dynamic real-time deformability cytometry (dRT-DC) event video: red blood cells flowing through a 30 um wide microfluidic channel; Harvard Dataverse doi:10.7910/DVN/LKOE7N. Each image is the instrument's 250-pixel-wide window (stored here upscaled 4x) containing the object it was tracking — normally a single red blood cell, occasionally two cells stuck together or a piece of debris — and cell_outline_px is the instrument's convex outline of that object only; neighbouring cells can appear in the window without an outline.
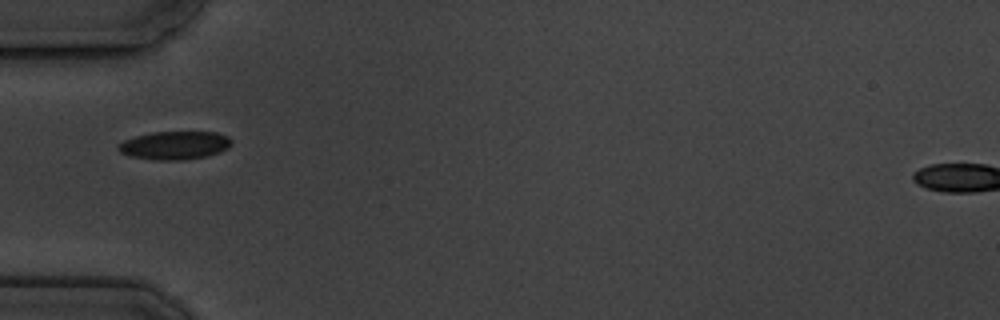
{"species": "common noctule bat (a hibernating species)", "species_latin": "Nyctalus noctula", "temperature_condition": "cold", "stored_images_in_passage": 8, "camera_frame_rate_fps": 3000, "um_per_image_px": 0.085, "animal": {"sex": "male", "body_mass_g": 19.5, "forearm_length_mm": 54.6}, "frame": {"image": 1, "passage_image": 6, "time_ms": 6.0, "image_size_px": [1000, 320], "cell_outline_px": [[232, 144], [228, 148], [220, 152], [208, 156], [184, 160], [156, 160], [132, 156], [120, 152], [116, 148], [116, 144], [124, 140], [136, 136], [152, 132], [216, 132], [228, 136], [232, 140]], "centroid_in_image_um": [14.86, 12.35], "position_along_channel_um": 70.1, "area_um2": 18.79}}
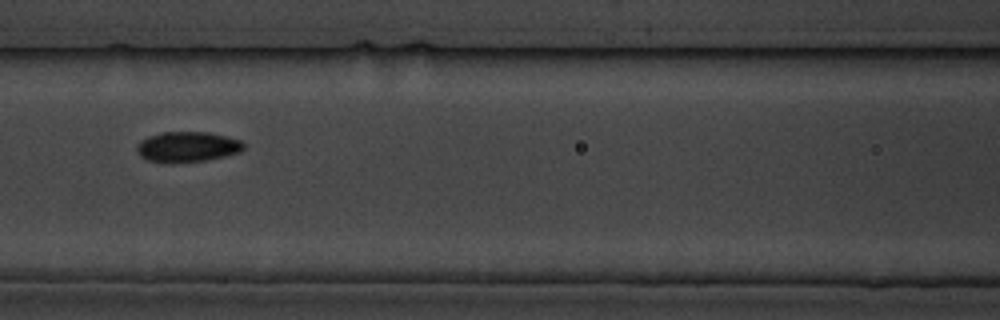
{"frame": {"image": 2, "passage_image": 8, "time_ms": 8.333, "image_size_px": [1000, 320], "cell_outline_px": [[244, 148], [240, 152], [224, 156], [204, 160], [168, 164], [148, 160], [140, 156], [136, 152], [136, 144], [140, 140], [148, 136], [160, 132], [208, 132], [228, 136], [244, 140]], "centroid_in_image_um": [15.91, 12.48], "position_along_channel_um": 150.7, "area_um2": 19.31}}